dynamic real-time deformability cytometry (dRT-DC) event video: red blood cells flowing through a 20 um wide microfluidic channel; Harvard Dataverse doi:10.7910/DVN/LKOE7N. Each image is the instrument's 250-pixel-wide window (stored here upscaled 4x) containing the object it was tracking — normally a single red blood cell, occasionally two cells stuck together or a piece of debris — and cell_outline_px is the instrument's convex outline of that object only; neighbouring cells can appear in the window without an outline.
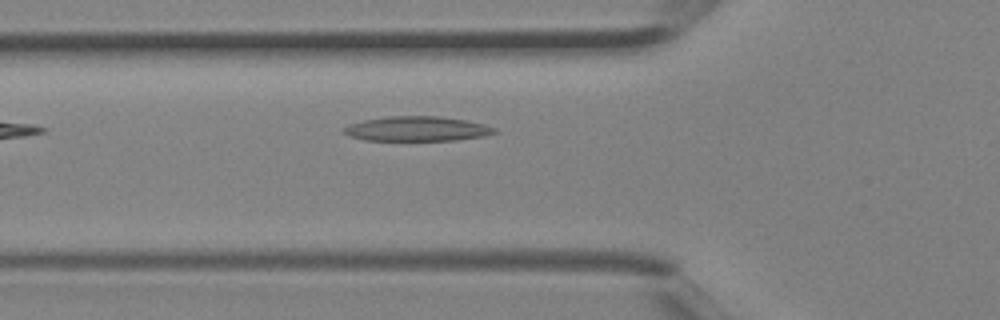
{"species": "Egyptian fruit bat (a non-hibernating species)", "species_latin": "Rousettus aegyptiacus", "temperature_condition": "room temperature", "stored_images_in_passage": 3, "camera_frame_rate_fps": 3000, "um_per_image_px": 0.085, "animal": {"sex": "female"}, "frame": {"image": 1, "passage_image": 3, "time_ms": 0.667, "image_size_px": [1000, 320], "cell_outline_px": [[496, 132], [488, 136], [456, 140], [364, 140], [348, 136], [340, 132], [340, 128], [348, 124], [364, 120], [388, 116], [440, 116], [464, 120], [484, 124], [496, 128]], "centroid_in_image_um": [35.39, 10.95], "position_along_channel_um": 90.4, "area_um2": 21.96}}